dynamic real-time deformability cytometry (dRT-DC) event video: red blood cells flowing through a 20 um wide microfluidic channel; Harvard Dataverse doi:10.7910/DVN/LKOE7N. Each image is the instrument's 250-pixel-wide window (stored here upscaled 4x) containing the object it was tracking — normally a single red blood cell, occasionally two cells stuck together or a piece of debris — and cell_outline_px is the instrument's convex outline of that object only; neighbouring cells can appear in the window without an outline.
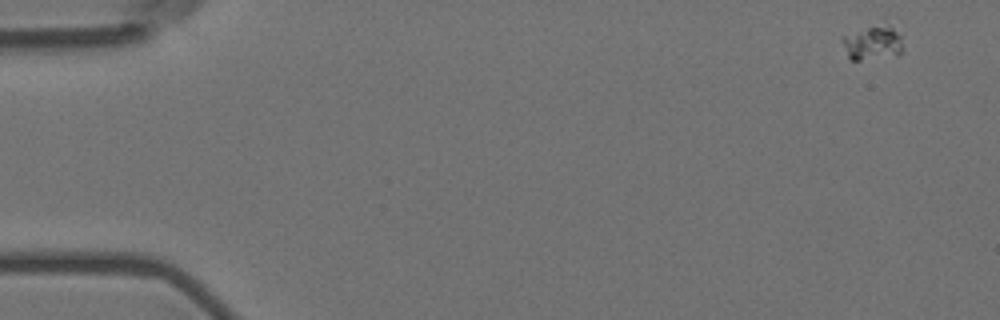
{"species": "Egyptian fruit bat (a non-hibernating species)", "species_latin": "Rousettus aegyptiacus", "temperature_condition": "room temperature", "stored_images_in_passage": 56, "camera_frame_rate_fps": 3000, "um_per_image_px": 0.085, "animal": {"sex": "female"}, "frame": {"image": 1, "passage_image": 1, "time_ms": 0.0, "image_size_px": [1000, 320], "cell_outline_px": [[900, 52], [860, 60], [852, 60], [848, 56], [840, 40], [840, 36], [868, 28], [888, 24], [892, 24], [900, 36]], "centroid_in_image_um": [74.09, 3.61], "position_along_channel_um": 10.9, "area_um2": 11.44}}
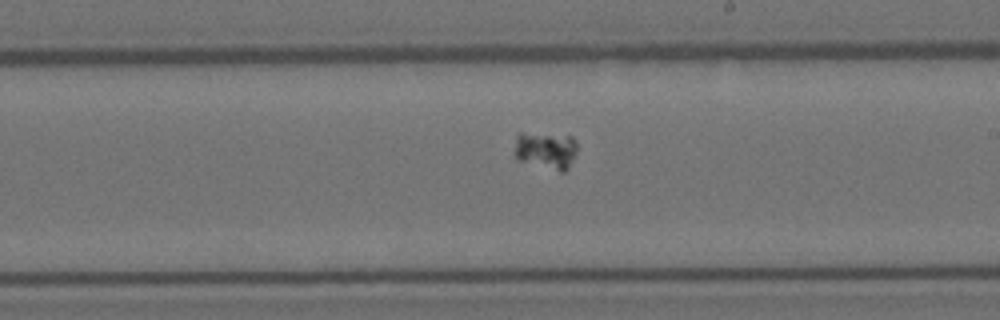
{"frame": {"image": 2, "passage_image": 32, "time_ms": 10.333, "image_size_px": [1000, 320], "cell_outline_px": [[576, 156], [568, 168], [564, 172], [560, 172], [520, 160], [516, 156], [516, 132], [520, 132], [572, 136], [576, 140]], "centroid_in_image_um": [46.44, 12.76], "position_along_channel_um": 242.6, "area_um2": 13.64}}
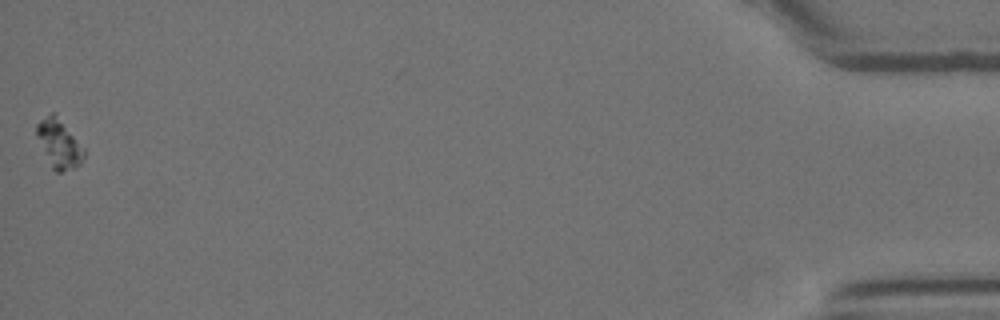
{"frame": {"image": 3, "passage_image": 56, "time_ms": 18.333, "image_size_px": [1000, 320], "cell_outline_px": [[84, 156], [80, 164], [72, 168], [60, 172], [56, 172], [52, 168], [36, 136], [36, 124], [40, 120], [52, 112], [56, 112], [84, 148]], "centroid_in_image_um": [5.01, 12.18], "position_along_channel_um": 430.2, "area_um2": 13.29}}